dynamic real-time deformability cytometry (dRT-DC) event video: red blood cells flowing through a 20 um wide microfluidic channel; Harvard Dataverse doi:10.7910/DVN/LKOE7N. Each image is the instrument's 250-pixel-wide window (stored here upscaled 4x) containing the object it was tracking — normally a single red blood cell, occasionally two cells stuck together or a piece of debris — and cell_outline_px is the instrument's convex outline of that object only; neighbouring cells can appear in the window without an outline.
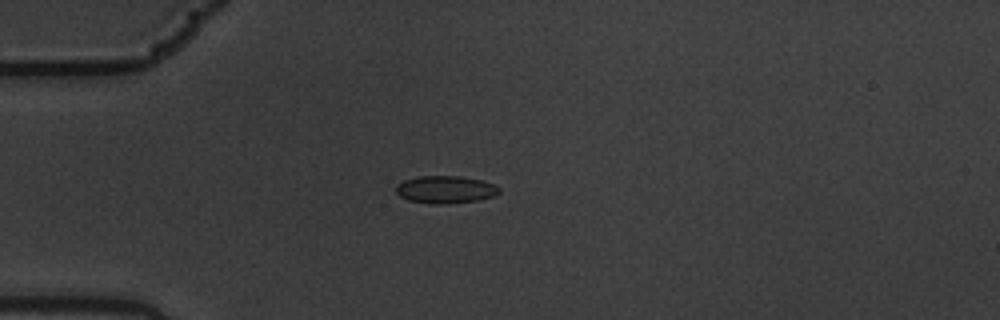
{"species": "common noctule bat (a hibernating species)", "species_latin": "Nyctalus noctula", "temperature_condition": "warm", "stored_images_in_passage": 9, "camera_frame_rate_fps": 3000, "um_per_image_px": 0.085, "animal": {"sex": "male", "body_mass_g": 19.5, "forearm_length_mm": 54.6}, "frame": {"image": 1, "passage_image": 2, "time_ms": 0.333, "image_size_px": [1000, 320], "cell_outline_px": [[500, 192], [492, 196], [480, 200], [448, 204], [432, 204], [408, 200], [400, 196], [396, 192], [396, 184], [404, 180], [416, 176], [460, 176], [484, 180], [500, 188]], "centroid_in_image_um": [37.85, 16.11], "position_along_channel_um": 47.1, "area_um2": 16.7}}
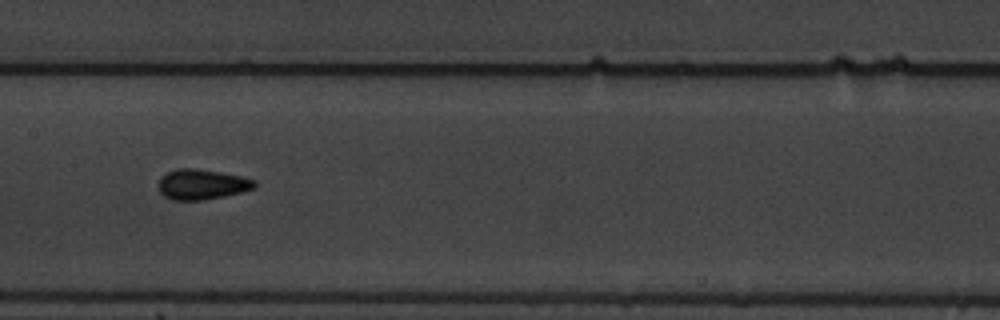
{"frame": {"image": 2, "passage_image": 6, "time_ms": 1.667, "image_size_px": [1000, 320], "cell_outline_px": [[256, 184], [252, 188], [240, 192], [224, 196], [200, 200], [172, 200], [164, 196], [160, 192], [160, 176], [168, 172], [180, 168], [192, 168], [220, 172], [240, 176], [256, 180]], "centroid_in_image_um": [17.14, 15.67], "position_along_channel_um": 190.3, "area_um2": 16.65}}
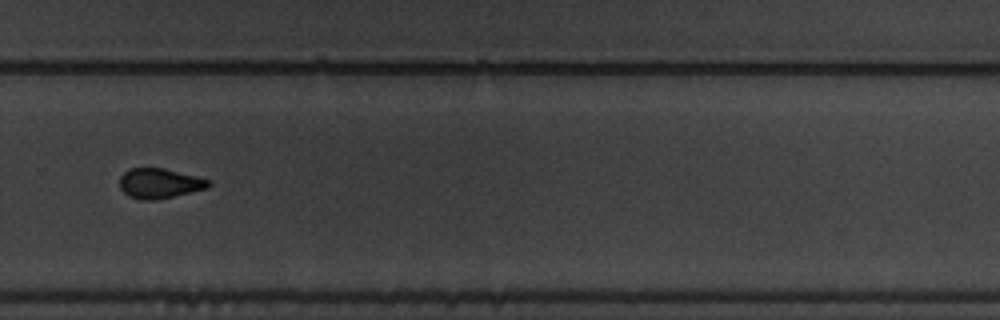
{"frame": {"image": 3, "passage_image": 9, "time_ms": 2.667, "image_size_px": [1000, 320], "cell_outline_px": [[212, 184], [208, 188], [156, 200], [140, 200], [128, 196], [120, 188], [120, 176], [128, 168], [164, 168], [196, 176], [208, 180]], "centroid_in_image_um": [13.54, 15.58], "position_along_channel_um": 316.3, "area_um2": 15.55}}